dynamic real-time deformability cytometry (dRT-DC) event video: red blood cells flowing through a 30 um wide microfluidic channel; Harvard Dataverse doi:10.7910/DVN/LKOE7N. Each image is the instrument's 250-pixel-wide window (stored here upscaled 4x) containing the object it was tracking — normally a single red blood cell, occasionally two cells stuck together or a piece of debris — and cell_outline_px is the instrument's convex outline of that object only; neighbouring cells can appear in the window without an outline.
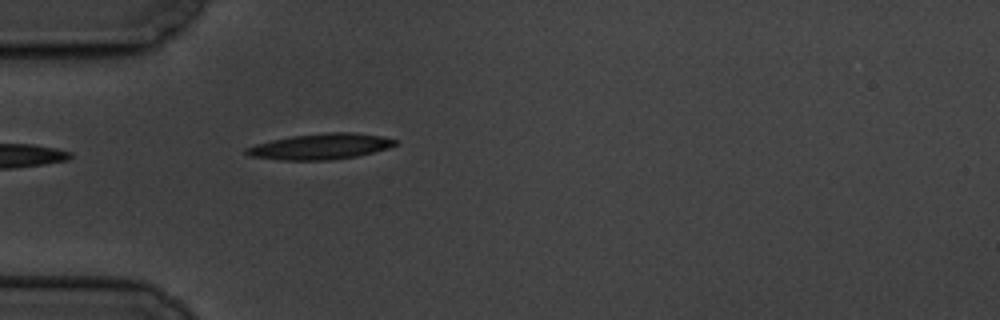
{"species": "common noctule bat (a hibernating species)", "species_latin": "Nyctalus noctula", "temperature_condition": "cold", "stored_images_in_passage": 5, "camera_frame_rate_fps": 3000, "um_per_image_px": 0.085, "animal": {"sex": "male", "body_mass_g": 19.5, "forearm_length_mm": 54.6}, "frame": {"image": 1, "passage_image": 5, "time_ms": 4.667, "image_size_px": [1000, 320], "cell_outline_px": [[396, 144], [388, 148], [356, 156], [332, 160], [284, 160], [248, 156], [244, 152], [244, 148], [256, 144], [272, 140], [292, 136], [328, 132], [352, 132], [384, 136], [396, 140]], "centroid_in_image_um": [27.22, 12.45], "position_along_channel_um": 57.8, "area_um2": 22.31}}